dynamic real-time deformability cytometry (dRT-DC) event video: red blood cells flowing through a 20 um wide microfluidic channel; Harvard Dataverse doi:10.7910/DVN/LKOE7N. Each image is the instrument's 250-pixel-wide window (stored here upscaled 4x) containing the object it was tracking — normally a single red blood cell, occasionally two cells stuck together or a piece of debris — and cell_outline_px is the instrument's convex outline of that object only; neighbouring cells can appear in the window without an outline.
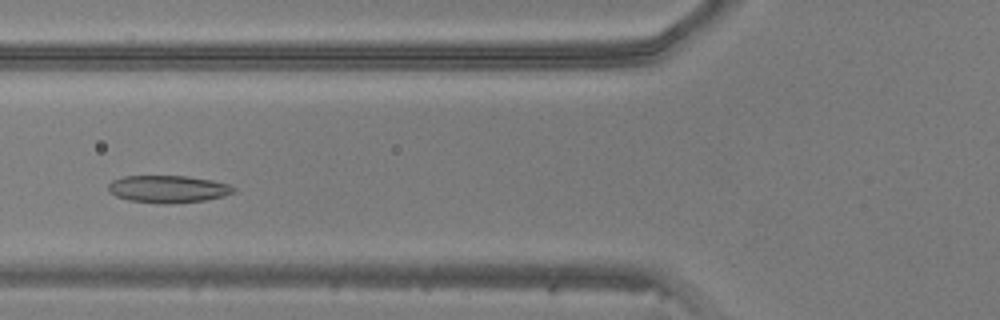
{"species": "common noctule bat (a hibernating species)", "species_latin": "Nyctalus noctula", "temperature_condition": "warm", "stored_images_in_passage": 33, "camera_frame_rate_fps": 3000, "um_per_image_px": 0.085, "animal": {"sex": "male", "body_mass_g": 20.5, "forearm_length_mm": 52.5}, "frame": {"image": 1, "passage_image": 13, "time_ms": 4.0, "image_size_px": [1000, 320], "cell_outline_px": [[236, 192], [224, 196], [208, 200], [172, 204], [164, 204], [128, 200], [116, 196], [108, 192], [108, 184], [112, 180], [124, 176], [184, 176], [212, 180], [232, 184], [236, 188]], "centroid_in_image_um": [14.32, 16.07], "position_along_channel_um": 111.5, "area_um2": 20.29}}
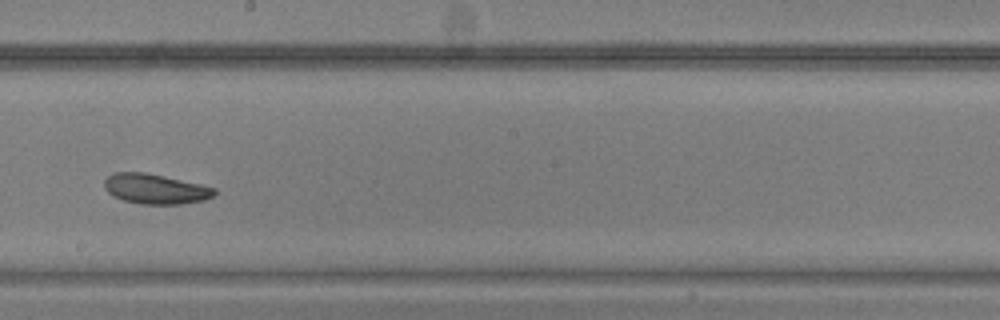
{"frame": {"image": 2, "passage_image": 22, "time_ms": 7.0, "image_size_px": [1000, 320], "cell_outline_px": [[216, 192], [212, 196], [204, 200], [180, 204], [140, 204], [124, 200], [112, 196], [104, 188], [104, 180], [108, 176], [116, 172], [144, 172], [164, 176], [200, 184], [216, 188]], "centroid_in_image_um": [13.18, 16.06], "position_along_channel_um": 235.0, "area_um2": 19.19}}
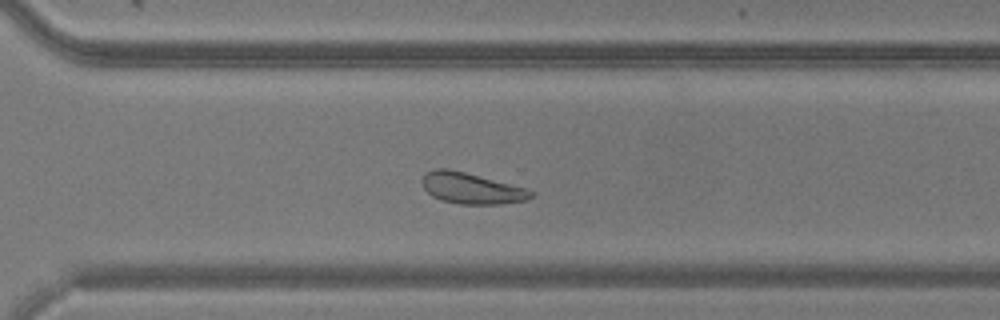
{"frame": {"image": 3, "passage_image": 29, "time_ms": 9.333, "image_size_px": [1000, 320], "cell_outline_px": [[532, 196], [528, 200], [500, 204], [460, 204], [444, 200], [432, 196], [424, 188], [420, 180], [424, 172], [436, 168], [448, 168], [464, 172], [524, 188], [532, 192]], "centroid_in_image_um": [40.0, 16.0], "position_along_channel_um": 330.6, "area_um2": 19.42}}